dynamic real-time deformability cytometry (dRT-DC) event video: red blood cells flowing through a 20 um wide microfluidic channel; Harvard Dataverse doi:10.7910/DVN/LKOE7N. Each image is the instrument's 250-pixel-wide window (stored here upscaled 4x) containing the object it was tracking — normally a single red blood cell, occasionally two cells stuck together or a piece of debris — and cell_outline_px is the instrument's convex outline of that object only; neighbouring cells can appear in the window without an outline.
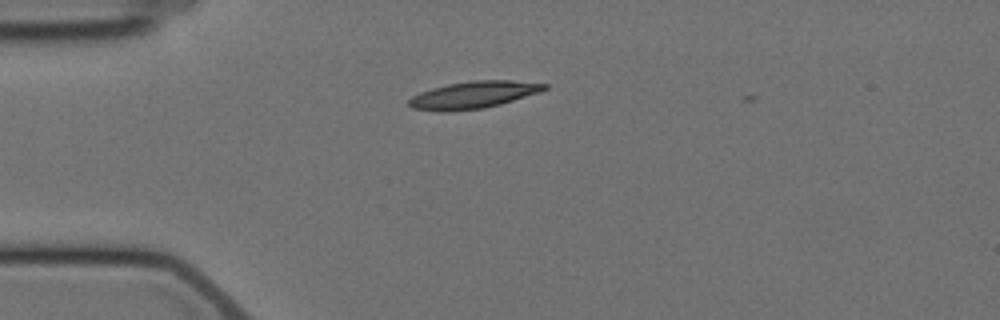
{"species": "Egyptian fruit bat (a non-hibernating species)", "species_latin": "Rousettus aegyptiacus", "temperature_condition": "cold", "stored_images_in_passage": 2, "camera_frame_rate_fps": 3000, "um_per_image_px": 0.085, "animal": {"sex": "female"}, "frame": {"image": 1, "passage_image": 1, "time_ms": 0.0, "image_size_px": [1000, 320], "cell_outline_px": [[548, 88], [540, 92], [500, 104], [484, 108], [452, 112], [440, 112], [412, 108], [408, 104], [408, 100], [412, 96], [420, 92], [432, 88], [448, 84], [472, 80], [512, 80], [548, 84]], "centroid_in_image_um": [40.22, 8.07], "position_along_channel_um": 44.8, "area_um2": 21.56}}